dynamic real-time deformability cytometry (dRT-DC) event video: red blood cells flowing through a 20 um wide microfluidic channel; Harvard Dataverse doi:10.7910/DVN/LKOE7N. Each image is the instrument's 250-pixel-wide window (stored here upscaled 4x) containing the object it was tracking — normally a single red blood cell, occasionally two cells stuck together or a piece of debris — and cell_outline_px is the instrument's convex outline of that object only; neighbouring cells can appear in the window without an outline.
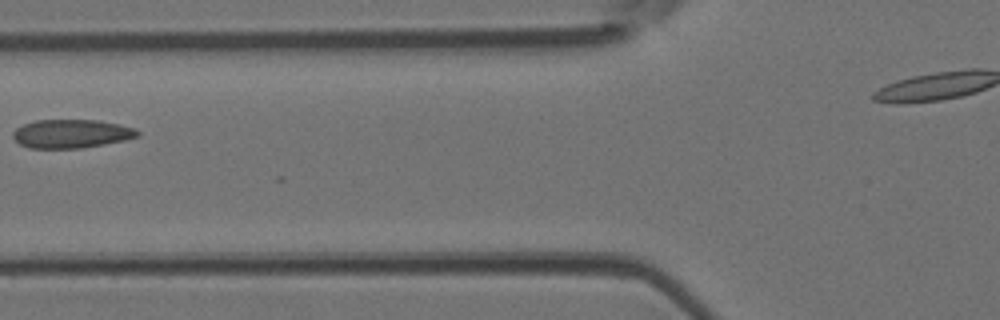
{"species": "Egyptian fruit bat (a non-hibernating species)", "species_latin": "Rousettus aegyptiacus", "temperature_condition": "room temperature", "stored_images_in_passage": 4, "camera_frame_rate_fps": 3000, "um_per_image_px": 0.085, "animal": {"sex": "female"}, "frame": {"image": 1, "passage_image": 4, "time_ms": 1.0, "image_size_px": [1000, 320], "cell_outline_px": [[140, 136], [124, 140], [104, 144], [80, 148], [28, 148], [20, 144], [12, 136], [12, 132], [16, 128], [24, 124], [36, 120], [96, 120], [120, 124], [136, 128], [140, 132]], "centroid_in_image_um": [6.08, 11.36], "position_along_channel_um": 119.7, "area_um2": 20.81}}